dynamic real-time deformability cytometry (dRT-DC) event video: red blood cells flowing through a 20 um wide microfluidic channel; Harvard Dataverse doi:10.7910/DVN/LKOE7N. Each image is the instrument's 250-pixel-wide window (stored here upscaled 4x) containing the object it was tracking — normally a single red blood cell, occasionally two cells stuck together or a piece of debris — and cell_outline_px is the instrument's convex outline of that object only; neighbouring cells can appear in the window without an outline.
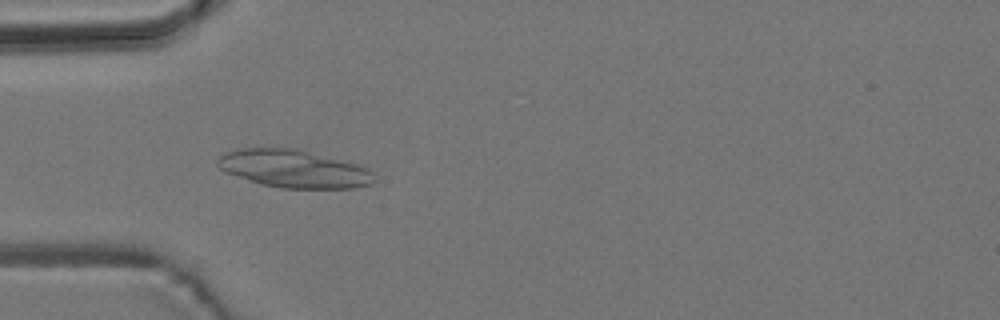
{"species": "common noctule bat (a hibernating species)", "species_latin": "Nyctalus noctula", "temperature_condition": "room temperature", "stored_images_in_passage": 4, "camera_frame_rate_fps": 3000, "um_per_image_px": 0.085, "animal": {"sex": "male", "body_mass_g": 19.2, "forearm_length_mm": 51.8}, "frame": {"image": 1, "passage_image": 2, "time_ms": 1.333, "image_size_px": [1000, 320], "cell_outline_px": [[376, 180], [372, 184], [356, 188], [280, 188], [260, 184], [224, 172], [216, 164], [216, 160], [224, 152], [236, 148], [304, 148], [356, 164], [368, 168], [372, 172]], "centroid_in_image_um": [24.97, 14.33], "position_along_channel_um": 60.0, "area_um2": 35.14}}